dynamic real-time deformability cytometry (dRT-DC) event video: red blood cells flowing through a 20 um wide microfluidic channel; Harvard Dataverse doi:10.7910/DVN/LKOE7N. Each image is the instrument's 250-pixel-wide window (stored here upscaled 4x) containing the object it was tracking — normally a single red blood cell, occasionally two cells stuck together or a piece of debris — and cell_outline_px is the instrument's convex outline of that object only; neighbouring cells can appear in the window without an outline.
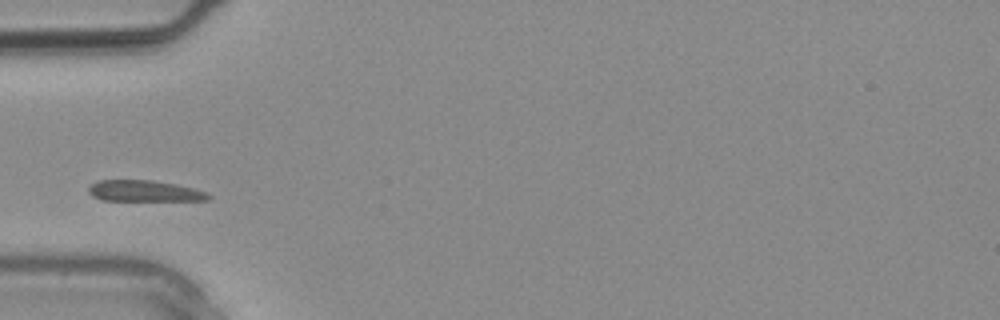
{"species": "common noctule bat (a hibernating species)", "species_latin": "Nyctalus noctula", "temperature_condition": "warm", "stored_images_in_passage": 1, "camera_frame_rate_fps": 3000, "um_per_image_px": 0.085, "animal": {"sex": "male", "body_mass_g": 20.4}, "frame": {"image": 1, "passage_image": 1, "time_ms": 0.0, "image_size_px": [1000, 320], "cell_outline_px": [[212, 196], [208, 200], [104, 200], [92, 196], [88, 192], [88, 188], [92, 184], [100, 180], [152, 180], [176, 184], [208, 192]], "centroid_in_image_um": [12.28, 16.23], "position_along_channel_um": 72.7, "area_um2": 14.62}}